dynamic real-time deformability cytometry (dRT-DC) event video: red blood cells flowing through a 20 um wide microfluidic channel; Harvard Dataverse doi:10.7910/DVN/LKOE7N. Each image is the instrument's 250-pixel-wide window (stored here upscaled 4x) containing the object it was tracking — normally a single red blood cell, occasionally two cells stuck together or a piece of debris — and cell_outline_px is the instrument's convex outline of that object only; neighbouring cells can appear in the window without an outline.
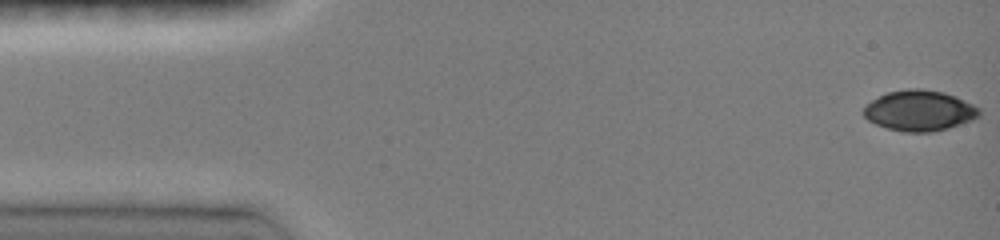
{"species": "common noctule bat (a hibernating species)", "species_latin": "Nyctalus noctula", "temperature_condition": "room temperature", "stored_images_in_passage": 26, "camera_frame_rate_fps": 3000, "um_per_image_px": 0.085, "animal": {"sex": "female", "body_mass_g": 19.0, "forearm_length_mm": 51.5}, "frame": {"image": 1, "passage_image": 1, "time_ms": 0.0, "image_size_px": [1000, 240], "cell_outline_px": [[980, 116], [972, 120], [948, 128], [932, 132], [904, 132], [888, 128], [876, 124], [868, 120], [864, 116], [864, 108], [872, 100], [888, 92], [908, 88], [920, 88], [944, 92], [956, 96], [980, 108]], "centroid_in_image_um": [78.18, 9.4], "position_along_channel_um": 6.8, "area_um2": 27.28}}
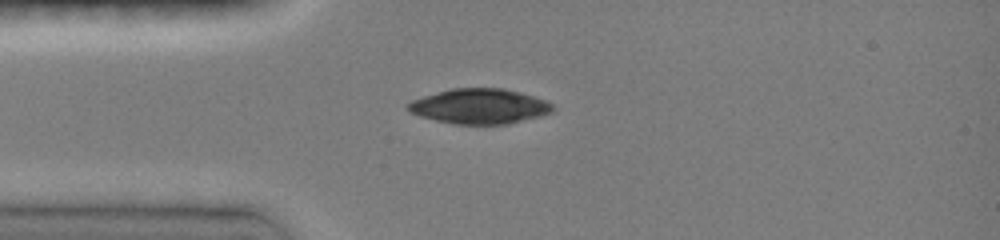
{"frame": {"image": 2, "passage_image": 19, "time_ms": 3.667, "image_size_px": [1000, 240], "cell_outline_px": [[556, 108], [552, 112], [540, 116], [508, 124], [452, 124], [420, 116], [408, 112], [404, 108], [412, 100], [424, 96], [452, 88], [504, 88], [520, 92], [544, 100], [552, 104]], "centroid_in_image_um": [40.75, 9.04], "position_along_channel_um": 44.3, "area_um2": 29.59}}